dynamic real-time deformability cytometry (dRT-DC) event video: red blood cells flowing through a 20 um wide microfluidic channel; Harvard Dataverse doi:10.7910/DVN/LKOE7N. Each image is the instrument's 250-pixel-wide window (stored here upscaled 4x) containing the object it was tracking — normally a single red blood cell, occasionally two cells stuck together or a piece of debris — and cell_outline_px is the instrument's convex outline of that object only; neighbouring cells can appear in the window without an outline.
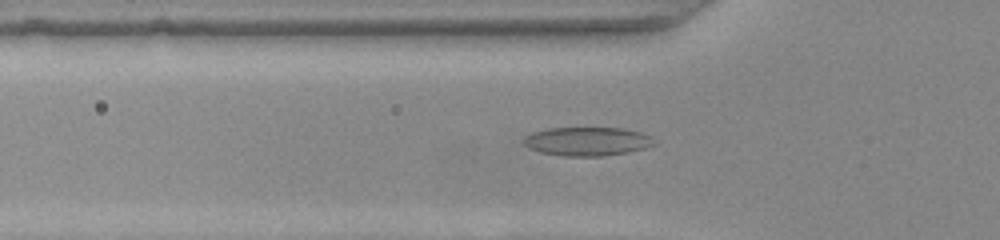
{"species": "common noctule bat (a hibernating species)", "species_latin": "Nyctalus noctula", "temperature_condition": "warm", "stored_images_in_passage": 51, "camera_frame_rate_fps": 3000, "um_per_image_px": 0.085, "animal": {"sex": "female", "body_mass_g": 22.0, "forearm_length_mm": 56.7}, "frame": {"image": 1, "passage_image": 16, "time_ms": 5.0, "image_size_px": [1000, 240], "cell_outline_px": [[656, 144], [644, 148], [628, 152], [604, 156], [564, 156], [540, 152], [528, 148], [524, 144], [524, 136], [532, 132], [548, 128], [624, 128], [640, 132], [652, 136]], "centroid_in_image_um": [49.91, 12.01], "position_along_channel_um": 75.9, "area_um2": 21.96}}
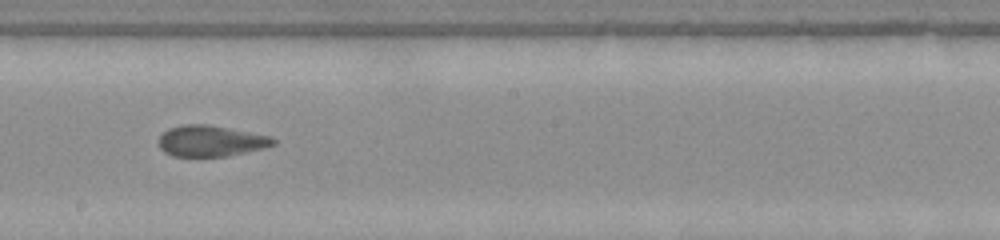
{"frame": {"image": 2, "passage_image": 28, "time_ms": 9.0, "image_size_px": [1000, 240], "cell_outline_px": [[276, 144], [264, 148], [228, 156], [172, 156], [164, 152], [160, 148], [156, 140], [168, 128], [184, 124], [208, 124], [272, 136], [276, 140]], "centroid_in_image_um": [17.91, 11.98], "position_along_channel_um": 230.3, "area_um2": 20.92}}
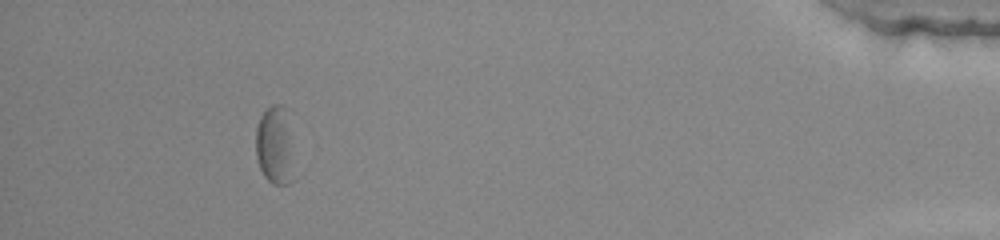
{"frame": {"image": 3, "passage_image": 47, "time_ms": 15.333, "image_size_px": [1000, 240], "cell_outline_px": [[292, 180], [288, 184], [272, 184], [264, 176], [260, 168], [256, 156], [256, 128], [260, 116], [272, 104], [280, 104], [288, 108]], "centroid_in_image_um": [23.33, 12.31], "position_along_channel_um": 411.9, "area_um2": 17.22}, "authors_computed_cell_mechanics": {"area_um2": 21.2704, "velocity_mm_per_s": 3.8512, "shape_relaxation_time_tau1_ms": null, "shape_relaxation_time_tau2_ms": 2.1486, "deformation_change_tau1": null, "deformation_change_tau2": 0.0845}}